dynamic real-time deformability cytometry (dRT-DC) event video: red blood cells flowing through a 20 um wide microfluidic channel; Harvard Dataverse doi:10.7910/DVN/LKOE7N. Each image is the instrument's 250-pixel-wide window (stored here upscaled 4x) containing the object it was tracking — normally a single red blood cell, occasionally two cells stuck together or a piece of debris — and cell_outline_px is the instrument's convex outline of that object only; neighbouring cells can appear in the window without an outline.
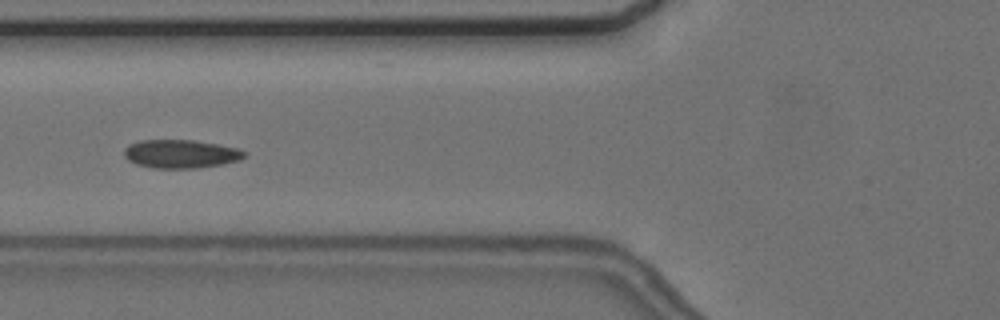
{"species": "common noctule bat (a hibernating species)", "species_latin": "Nyctalus noctula", "temperature_condition": "cold", "stored_images_in_passage": 8, "camera_frame_rate_fps": 3000, "um_per_image_px": 0.085, "animal": {"sex": "female", "body_mass_g": 24.6, "forearm_length_mm": 56.2}, "frame": {"image": 1, "passage_image": 6, "time_ms": 6.667, "image_size_px": [1000, 320], "cell_outline_px": [[248, 152], [240, 160], [224, 164], [200, 168], [152, 168], [136, 164], [128, 160], [124, 156], [124, 148], [128, 144], [140, 140], [192, 140], [216, 144], [236, 148]], "centroid_in_image_um": [15.35, 13.09], "position_along_channel_um": 110.5, "area_um2": 20.06}}
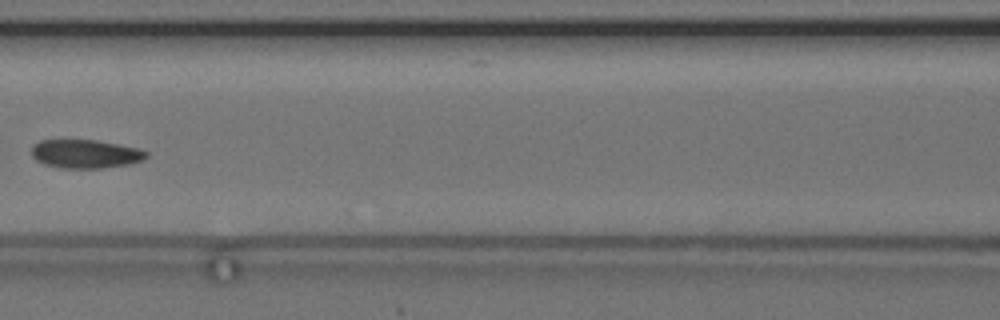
{"frame": {"image": 2, "passage_image": 7, "time_ms": 8.0, "image_size_px": [1000, 320], "cell_outline_px": [[148, 156], [144, 160], [128, 164], [100, 168], [60, 168], [44, 164], [36, 160], [32, 156], [32, 144], [40, 140], [96, 140], [136, 148], [148, 152]], "centroid_in_image_um": [7.23, 13.08], "position_along_channel_um": 159.4, "area_um2": 19.07}}